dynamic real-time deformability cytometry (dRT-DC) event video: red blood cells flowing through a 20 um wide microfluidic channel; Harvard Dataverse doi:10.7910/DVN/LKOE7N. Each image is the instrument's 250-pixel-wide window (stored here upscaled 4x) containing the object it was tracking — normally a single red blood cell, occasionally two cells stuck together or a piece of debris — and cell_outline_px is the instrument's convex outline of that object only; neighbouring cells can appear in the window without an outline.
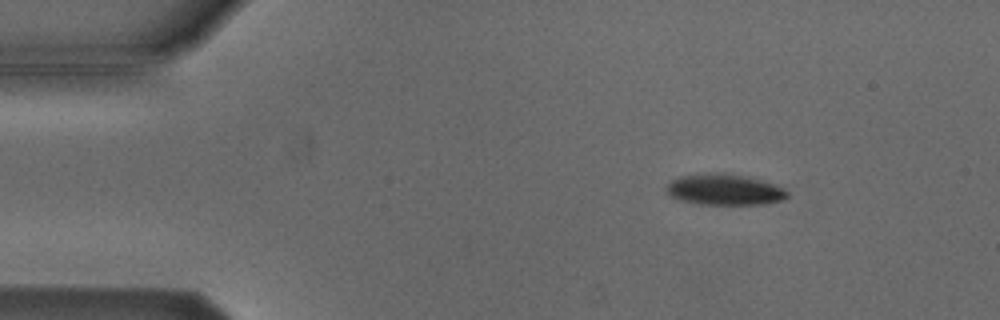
{"species": "Egyptian fruit bat (a non-hibernating species)", "species_latin": "Rousettus aegyptiacus", "temperature_condition": "cold", "stored_images_in_passage": 48, "camera_frame_rate_fps": 3000, "um_per_image_px": 0.085, "animal": {"sex": "male"}, "frame": {"image": 1, "passage_image": 2, "time_ms": 0.333, "image_size_px": [1000, 320], "cell_outline_px": [[788, 196], [784, 200], [764, 204], [696, 204], [680, 200], [668, 196], [668, 184], [672, 180], [680, 176], [704, 172], [728, 172], [748, 176], [776, 184], [784, 188], [788, 192]], "centroid_in_image_um": [61.6, 16.09], "position_along_channel_um": 23.4, "area_um2": 22.31}}
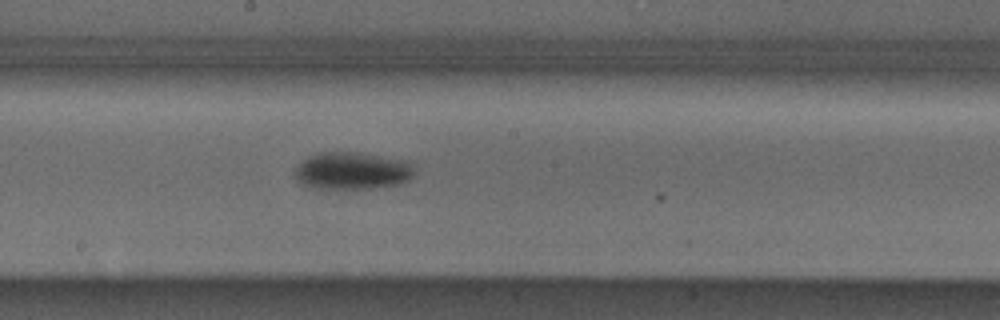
{"frame": {"image": 2, "passage_image": 23, "time_ms": 7.333, "image_size_px": [1000, 320], "cell_outline_px": [[416, 176], [408, 180], [396, 184], [372, 188], [320, 188], [304, 184], [296, 180], [296, 168], [308, 156], [320, 152], [360, 152], [408, 160], [416, 164]], "centroid_in_image_um": [30.05, 14.49], "position_along_channel_um": 218.1, "area_um2": 26.18}}
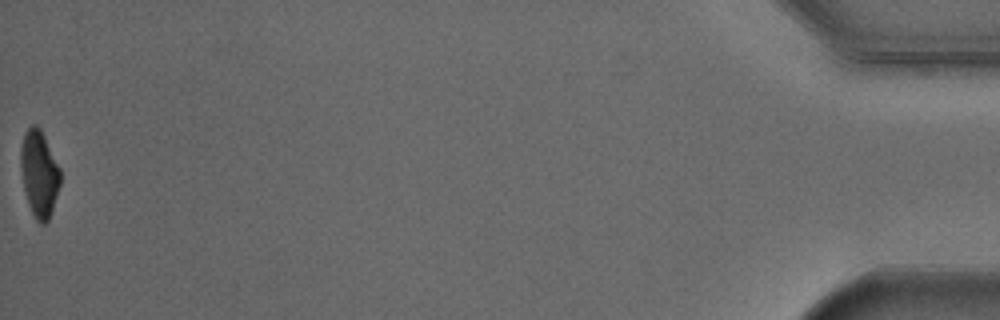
{"frame": {"image": 3, "passage_image": 48, "time_ms": 15.667, "image_size_px": [1000, 320], "cell_outline_px": [[60, 184], [52, 212], [48, 220], [44, 224], [40, 224], [36, 220], [28, 204], [24, 192], [20, 168], [20, 148], [24, 132], [32, 124], [36, 124], [40, 128], [60, 168]], "centroid_in_image_um": [3.31, 14.76], "position_along_channel_um": 431.9, "area_um2": 20.11}, "authors_computed_cell_mechanics": {"area_um2": 23.698, "velocity_mm_per_s": 3.8327, "shape_relaxation_time_tau1_ms": 2.3808, "shape_relaxation_time_tau2_ms": null, "deformation_change_tau1": 0.101, "deformation_change_tau2": null}}